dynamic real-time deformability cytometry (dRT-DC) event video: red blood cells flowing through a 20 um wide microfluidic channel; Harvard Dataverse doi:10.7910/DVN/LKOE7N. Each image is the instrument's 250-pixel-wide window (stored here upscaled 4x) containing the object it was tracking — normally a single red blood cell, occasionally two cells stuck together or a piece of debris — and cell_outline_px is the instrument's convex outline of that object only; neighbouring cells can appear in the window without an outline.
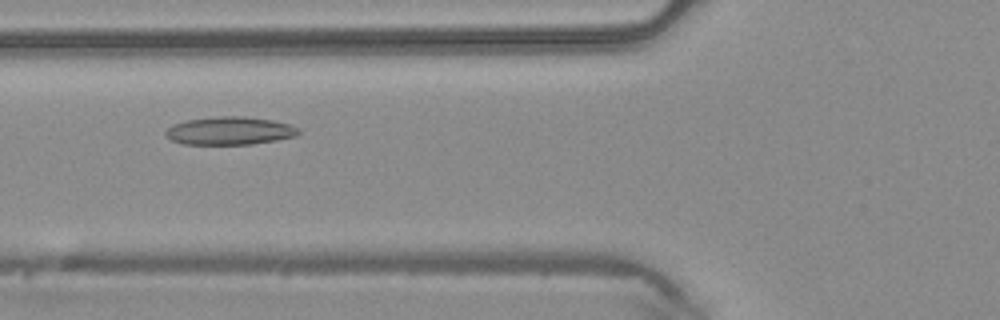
{"species": "common noctule bat (a hibernating species)", "species_latin": "Nyctalus noctula", "temperature_condition": "warm", "stored_images_in_passage": 35, "camera_frame_rate_fps": 3000, "um_per_image_px": 0.085, "animal": {"sex": "male", "body_mass_g": 20.4}, "frame": {"image": 1, "passage_image": 6, "time_ms": 1.667, "image_size_px": [1000, 320], "cell_outline_px": [[300, 132], [296, 136], [276, 140], [252, 144], [184, 144], [172, 140], [164, 136], [164, 132], [172, 124], [188, 120], [220, 116], [244, 116], [272, 120], [288, 124], [300, 128]], "centroid_in_image_um": [19.52, 11.12], "position_along_channel_um": 106.3, "area_um2": 21.68}}
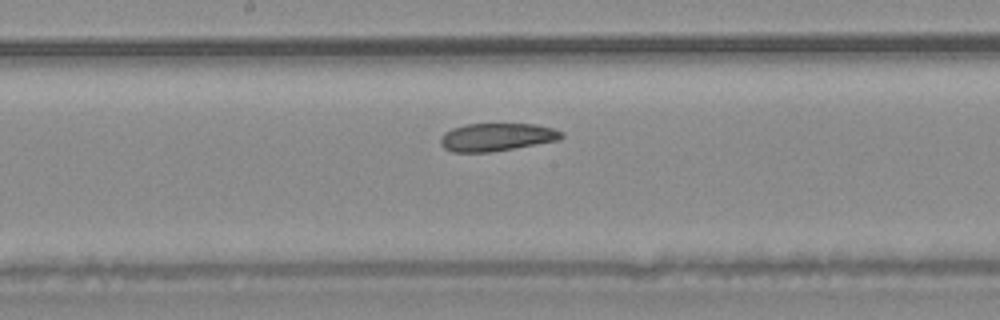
{"frame": {"image": 2, "passage_image": 13, "time_ms": 4.0, "image_size_px": [1000, 320], "cell_outline_px": [[564, 136], [560, 140], [488, 152], [452, 152], [444, 148], [440, 144], [440, 136], [444, 132], [452, 128], [464, 124], [536, 124], [552, 128], [564, 132]], "centroid_in_image_um": [42.2, 11.64], "position_along_channel_um": 206.0, "area_um2": 19.71}}
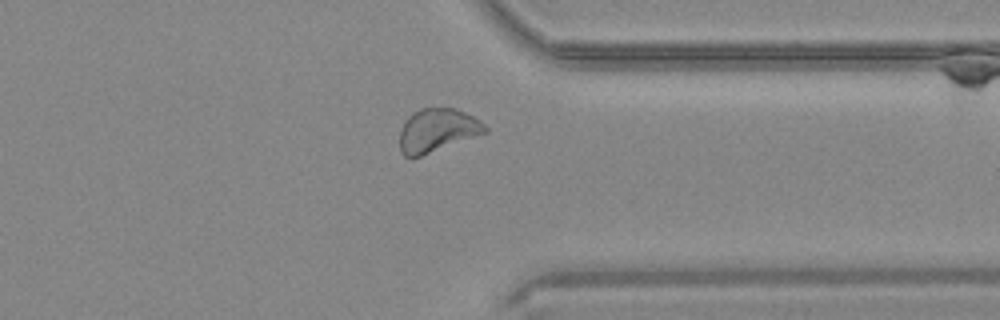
{"frame": {"image": 3, "passage_image": 25, "time_ms": 8.0, "image_size_px": [1000, 320], "cell_outline_px": [[488, 132], [420, 156], [404, 156], [400, 152], [400, 128], [404, 120], [412, 112], [420, 108], [456, 108], [480, 120], [488, 128]], "centroid_in_image_um": [37.15, 11.06], "position_along_channel_um": 374.3, "area_um2": 21.56}}